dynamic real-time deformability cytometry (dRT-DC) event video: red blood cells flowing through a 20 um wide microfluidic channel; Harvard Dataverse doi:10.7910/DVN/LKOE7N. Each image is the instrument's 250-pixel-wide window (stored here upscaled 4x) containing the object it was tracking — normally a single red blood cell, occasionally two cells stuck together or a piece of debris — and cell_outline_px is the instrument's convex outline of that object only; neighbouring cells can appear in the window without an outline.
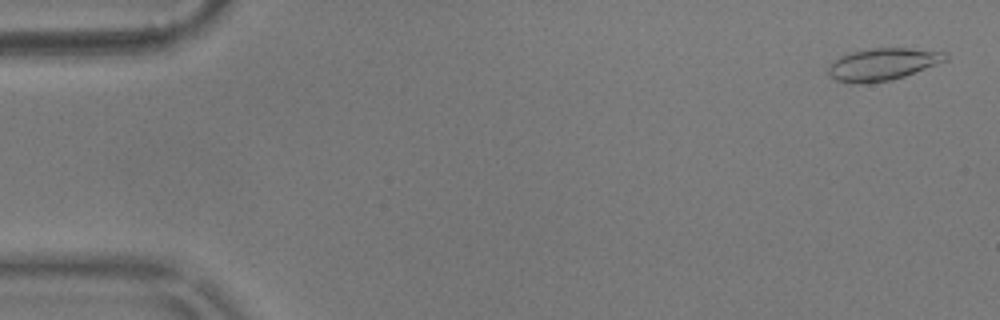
{"species": "common noctule bat (a hibernating species)", "species_latin": "Nyctalus noctula", "temperature_condition": "warm", "stored_images_in_passage": 9, "camera_frame_rate_fps": 3000, "um_per_image_px": 0.085, "animal": {"sex": "male", "body_mass_g": 17.9}, "frame": {"image": 1, "passage_image": 2, "time_ms": 0.333, "image_size_px": [1000, 320], "cell_outline_px": [[948, 60], [904, 76], [892, 80], [836, 80], [828, 76], [828, 68], [840, 56], [852, 52], [868, 48], [908, 48], [948, 52]], "centroid_in_image_um": [75.12, 5.4], "position_along_channel_um": 9.9, "area_um2": 21.1}}